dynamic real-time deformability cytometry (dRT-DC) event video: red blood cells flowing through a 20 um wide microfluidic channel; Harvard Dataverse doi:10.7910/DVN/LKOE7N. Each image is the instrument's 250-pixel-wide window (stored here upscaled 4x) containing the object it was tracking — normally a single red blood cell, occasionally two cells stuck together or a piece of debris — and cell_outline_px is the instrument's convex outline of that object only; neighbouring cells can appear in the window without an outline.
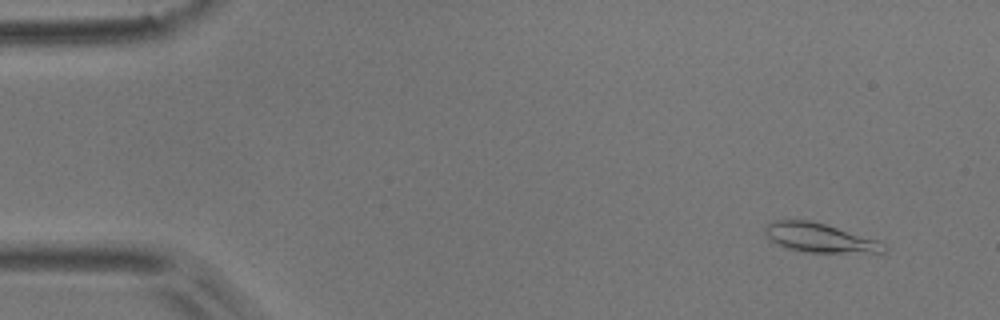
{"species": "common noctule bat (a hibernating species)", "species_latin": "Nyctalus noctula", "temperature_condition": "room temperature", "stored_images_in_passage": 5, "camera_frame_rate_fps": 3000, "um_per_image_px": 0.085, "animal": {"sex": "male", "body_mass_g": 17.9}, "frame": {"image": 1, "passage_image": 1, "time_ms": 0.0, "image_size_px": [1000, 320], "cell_outline_px": [[888, 248], [884, 252], [804, 252], [784, 248], [772, 240], [764, 232], [764, 228], [772, 220], [812, 220], [884, 240]], "centroid_in_image_um": [69.75, 20.2], "position_along_channel_um": 15.2, "area_um2": 20.58}}